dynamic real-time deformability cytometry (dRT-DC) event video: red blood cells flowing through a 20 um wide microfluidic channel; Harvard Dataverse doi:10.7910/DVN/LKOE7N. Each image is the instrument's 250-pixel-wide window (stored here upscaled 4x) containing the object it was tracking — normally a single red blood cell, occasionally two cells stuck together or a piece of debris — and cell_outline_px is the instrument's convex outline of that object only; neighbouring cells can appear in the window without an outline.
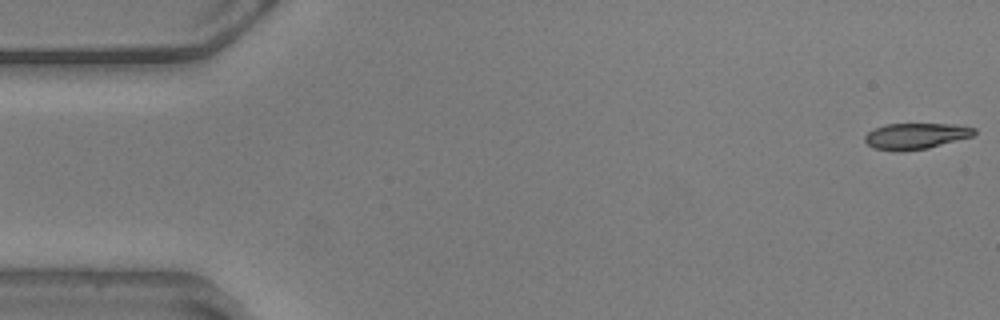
{"species": "common noctule bat (a hibernating species)", "species_latin": "Nyctalus noctula", "temperature_condition": "warm", "stored_images_in_passage": 11, "camera_frame_rate_fps": 3000, "um_per_image_px": 0.085, "animal": {"sex": "male", "body_mass_g": 20.5, "forearm_length_mm": 52.5}, "frame": {"image": 1, "passage_image": 1, "time_ms": 0.0, "image_size_px": [1000, 320], "cell_outline_px": [[976, 132], [972, 136], [928, 148], [904, 152], [896, 152], [872, 148], [864, 140], [864, 136], [868, 132], [876, 128], [888, 124], [956, 124], [976, 128]], "centroid_in_image_um": [77.82, 11.58], "position_along_channel_um": 7.2, "area_um2": 16.7}}